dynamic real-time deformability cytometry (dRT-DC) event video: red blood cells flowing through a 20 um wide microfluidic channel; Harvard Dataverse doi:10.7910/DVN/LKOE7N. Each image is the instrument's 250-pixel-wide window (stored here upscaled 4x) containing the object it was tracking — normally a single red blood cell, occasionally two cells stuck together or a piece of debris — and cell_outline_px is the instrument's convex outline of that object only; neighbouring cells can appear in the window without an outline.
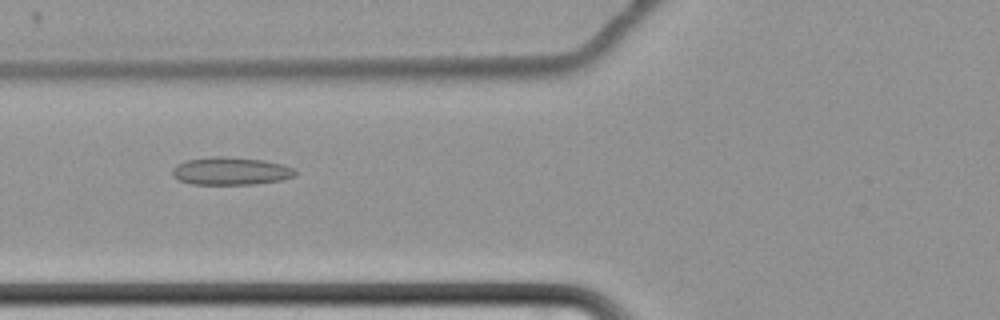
{"species": "common noctule bat (a hibernating species)", "species_latin": "Nyctalus noctula", "temperature_condition": "cold", "stored_images_in_passage": 61, "camera_frame_rate_fps": 3000, "um_per_image_px": 0.085, "animal": {"sex": "female", "body_mass_g": 22.7, "forearm_length_mm": 54.2}, "frame": {"image": 1, "passage_image": 25, "time_ms": 8.0, "image_size_px": [1000, 320], "cell_outline_px": [[296, 176], [280, 180], [256, 184], [192, 184], [180, 180], [172, 176], [172, 168], [176, 164], [188, 160], [212, 156], [224, 156], [264, 160], [280, 164], [292, 168], [296, 172]], "centroid_in_image_um": [19.59, 14.54], "position_along_channel_um": 106.2, "area_um2": 19.83}}
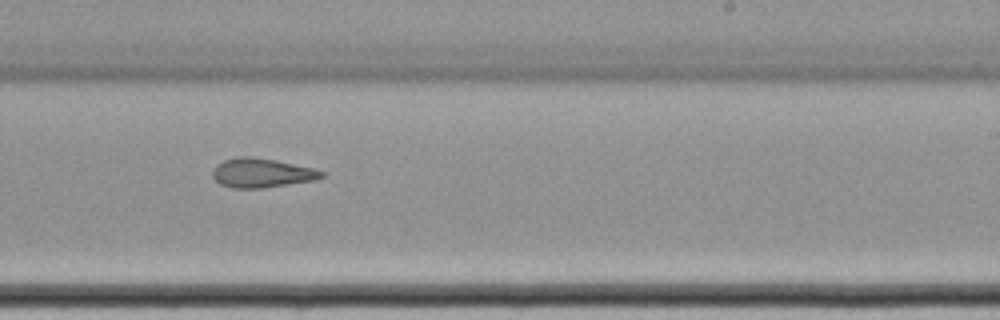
{"frame": {"image": 2, "passage_image": 39, "time_ms": 12.667, "image_size_px": [1000, 320], "cell_outline_px": [[324, 176], [316, 180], [260, 188], [232, 188], [220, 184], [212, 176], [212, 172], [216, 164], [224, 160], [240, 156], [252, 156], [276, 160], [312, 168], [324, 172]], "centroid_in_image_um": [22.22, 14.69], "position_along_channel_um": 266.8, "area_um2": 18.5}}
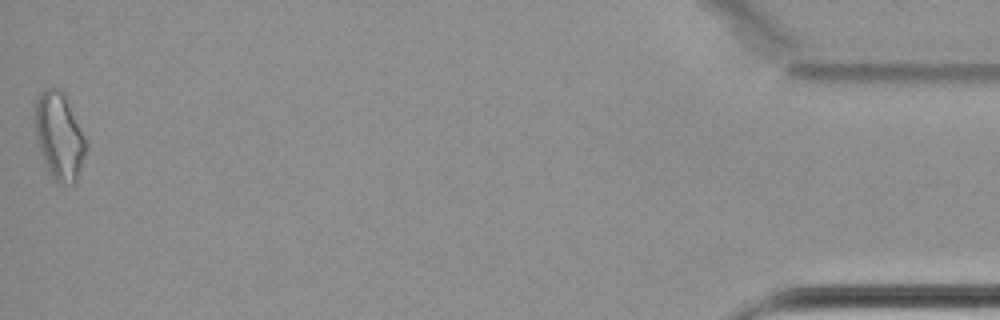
{"frame": {"image": 3, "passage_image": 61, "time_ms": 20.0, "image_size_px": [1000, 320], "cell_outline_px": [[88, 148], [76, 180], [72, 184], [60, 184], [52, 176], [44, 160], [36, 136], [36, 100], [40, 92], [44, 88], [56, 88], [64, 92], [88, 144]], "centroid_in_image_um": [5.07, 11.55], "position_along_channel_um": 430.1, "area_um2": 25.43}, "authors_computed_cell_mechanics": {"area_um2": 21.2704, "velocity_mm_per_s": 3.4394, "shape_relaxation_time_tau1_ms": null, "shape_relaxation_time_tau2_ms": 4.0845, "deformation_change_tau1": null, "deformation_change_tau2": 0.1312}}